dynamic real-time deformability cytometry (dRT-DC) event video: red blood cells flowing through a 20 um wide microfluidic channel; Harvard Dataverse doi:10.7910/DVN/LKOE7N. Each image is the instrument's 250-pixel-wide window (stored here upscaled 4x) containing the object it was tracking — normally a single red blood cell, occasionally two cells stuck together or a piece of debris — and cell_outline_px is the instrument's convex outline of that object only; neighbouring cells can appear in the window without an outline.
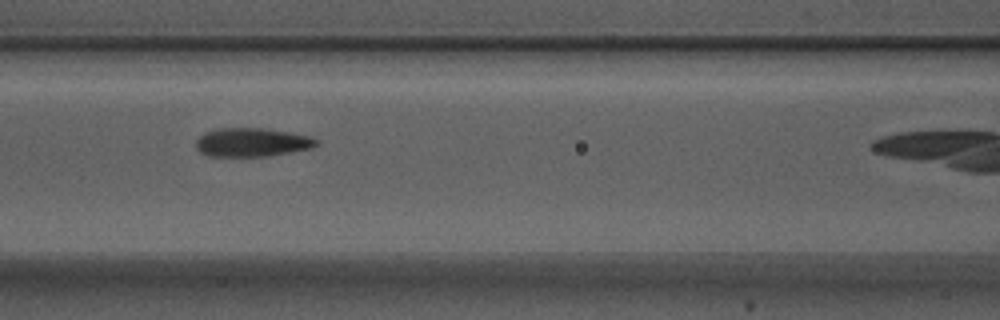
{"species": "Egyptian fruit bat (a non-hibernating species)", "species_latin": "Rousettus aegyptiacus", "temperature_condition": "warm", "stored_images_in_passage": 4, "camera_frame_rate_fps": 3000, "um_per_image_px": 0.085, "animal": {"sex": "male"}, "frame": {"image": 1, "passage_image": 3, "time_ms": 0.667, "image_size_px": [1000, 320], "cell_outline_px": [[320, 144], [312, 148], [268, 156], [208, 156], [200, 152], [196, 148], [196, 140], [204, 132], [216, 128], [264, 128], [292, 132], [308, 136], [320, 140]], "centroid_in_image_um": [21.43, 12.09], "position_along_channel_um": 145.2, "area_um2": 20.35}}